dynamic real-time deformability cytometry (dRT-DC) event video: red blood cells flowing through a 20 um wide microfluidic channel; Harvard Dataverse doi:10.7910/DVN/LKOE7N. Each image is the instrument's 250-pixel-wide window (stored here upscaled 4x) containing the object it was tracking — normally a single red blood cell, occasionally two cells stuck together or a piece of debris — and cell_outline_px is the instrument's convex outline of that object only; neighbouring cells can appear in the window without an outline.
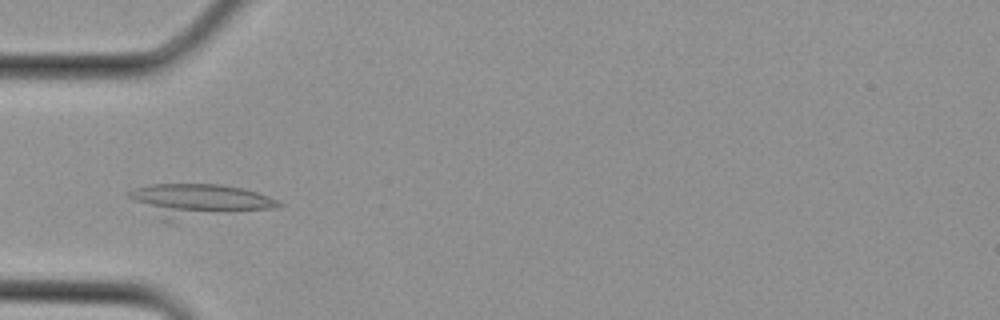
{"species": "Egyptian fruit bat (a non-hibernating species)", "species_latin": "Rousettus aegyptiacus", "temperature_condition": "cold", "stored_images_in_passage": 3, "camera_frame_rate_fps": 3000, "um_per_image_px": 0.085, "animal": {"sex": "female"}, "frame": {"image": 1, "passage_image": 3, "time_ms": 0.667, "image_size_px": [1000, 320], "cell_outline_px": [[284, 204], [276, 208], [168, 224], [128, 196], [128, 192], [136, 188], [148, 184], [220, 184], [244, 188], [268, 196]], "centroid_in_image_um": [16.93, 17.09], "position_along_channel_um": 68.1, "area_um2": 29.65}}